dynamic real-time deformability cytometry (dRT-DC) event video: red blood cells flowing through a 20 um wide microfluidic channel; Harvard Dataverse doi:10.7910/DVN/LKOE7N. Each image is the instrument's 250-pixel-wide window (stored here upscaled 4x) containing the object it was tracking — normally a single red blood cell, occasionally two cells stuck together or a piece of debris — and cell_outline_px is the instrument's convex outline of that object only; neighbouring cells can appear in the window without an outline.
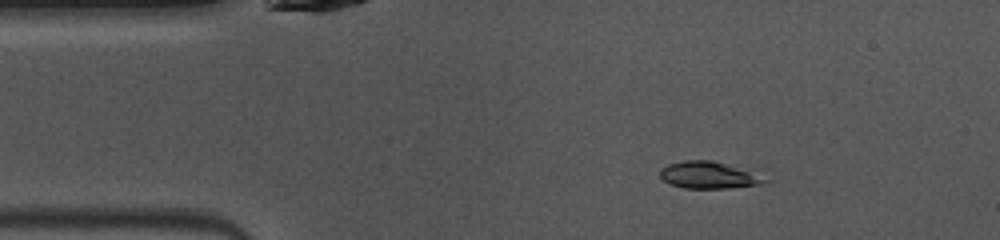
{"species": "common noctule bat (a hibernating species)", "species_latin": "Nyctalus noctula", "temperature_condition": "warm", "stored_images_in_passage": 39, "camera_frame_rate_fps": 3000, "um_per_image_px": 0.085, "animal": {"sex": "female", "body_mass_g": 10.0, "forearm_length_mm": 53.1}, "frame": {"image": 1, "passage_image": 6, "time_ms": 1.667, "image_size_px": [1000, 240], "cell_outline_px": [[772, 180], [760, 184], [728, 188], [684, 188], [672, 184], [664, 180], [660, 176], [660, 168], [668, 164], [684, 160], [712, 160], [756, 168]], "centroid_in_image_um": [60.44, 14.85], "position_along_channel_um": 24.6, "area_um2": 17.4}}
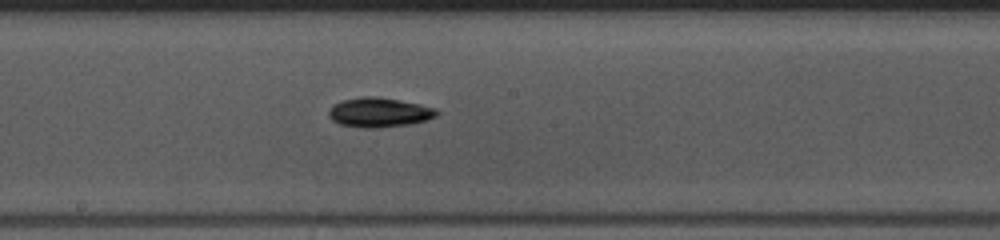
{"frame": {"image": 2, "passage_image": 23, "time_ms": 7.333, "image_size_px": [1000, 240], "cell_outline_px": [[440, 112], [436, 116], [428, 120], [412, 124], [376, 128], [364, 128], [340, 124], [332, 120], [328, 116], [328, 112], [336, 104], [344, 100], [360, 96], [376, 96], [420, 104], [436, 108]], "centroid_in_image_um": [32.28, 9.56], "position_along_channel_um": 215.9, "area_um2": 18.61}}
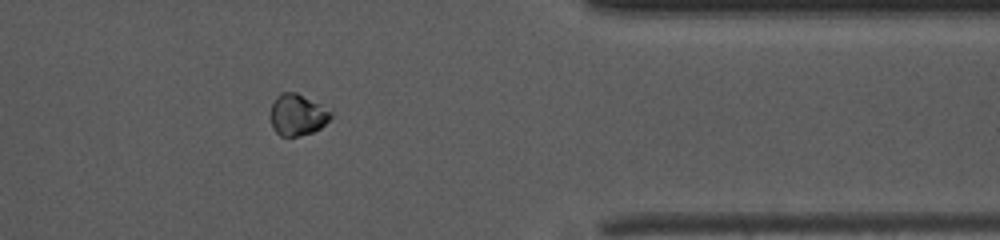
{"frame": {"image": 3, "passage_image": 37, "time_ms": 12.0, "image_size_px": [1000, 240], "cell_outline_px": [[332, 116], [320, 128], [312, 132], [300, 136], [280, 136], [272, 128], [268, 116], [268, 112], [276, 96], [280, 92], [296, 92], [332, 108]], "centroid_in_image_um": [25.27, 9.74], "position_along_channel_um": 386.1, "area_um2": 15.14}, "authors_computed_cell_mechanics": {"area_um2": 17.1088, "velocity_mm_per_s": 4.091, "shape_relaxation_time_tau1_ms": 1.4507, "shape_relaxation_time_tau2_ms": null, "deformation_change_tau1": 0.0718, "deformation_change_tau2": null}}